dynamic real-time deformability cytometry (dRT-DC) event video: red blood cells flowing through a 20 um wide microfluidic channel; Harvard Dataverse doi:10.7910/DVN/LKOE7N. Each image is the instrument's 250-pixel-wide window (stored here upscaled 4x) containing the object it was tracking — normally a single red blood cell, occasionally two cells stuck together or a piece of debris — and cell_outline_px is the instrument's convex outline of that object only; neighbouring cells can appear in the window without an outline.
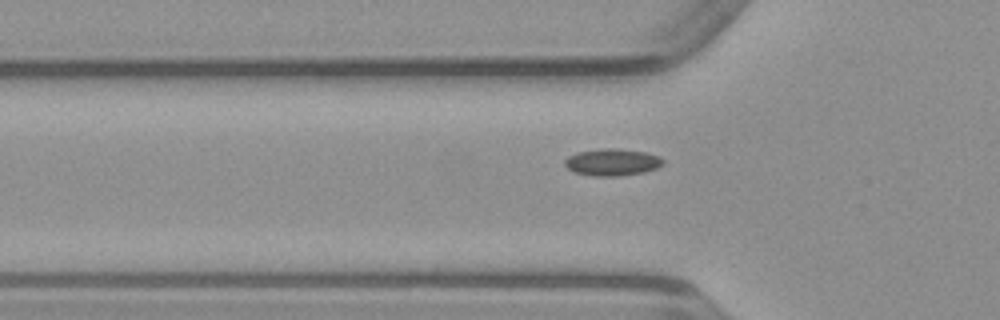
{"species": "common noctule bat (a hibernating species)", "species_latin": "Nyctalus noctula", "temperature_condition": "warm", "stored_images_in_passage": 36, "camera_frame_rate_fps": 3000, "um_per_image_px": 0.085, "animal": {"sex": "male", "body_mass_g": 23.1, "forearm_length_mm": 52.7}, "frame": {"image": 1, "passage_image": 5, "time_ms": 1.333, "image_size_px": [1000, 320], "cell_outline_px": [[664, 164], [656, 168], [644, 172], [620, 176], [592, 176], [572, 172], [564, 164], [564, 160], [568, 156], [580, 152], [604, 148], [612, 148], [648, 152], [660, 156], [664, 160]], "centroid_in_image_um": [52.06, 13.79], "position_along_channel_um": 73.7, "area_um2": 15.55}}
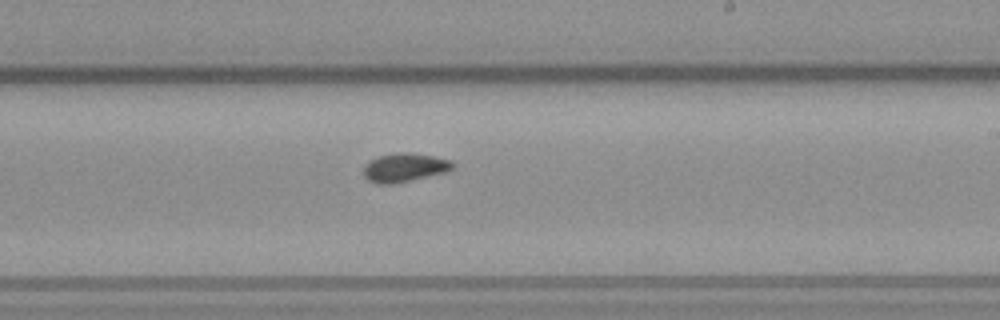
{"frame": {"image": 2, "passage_image": 18, "time_ms": 5.667, "image_size_px": [1000, 320], "cell_outline_px": [[456, 164], [452, 168], [444, 172], [396, 184], [376, 184], [368, 180], [364, 176], [364, 164], [368, 160], [380, 156], [400, 152], [404, 152], [432, 156], [452, 160]], "centroid_in_image_um": [34.35, 14.25], "position_along_channel_um": 254.6, "area_um2": 14.91}}
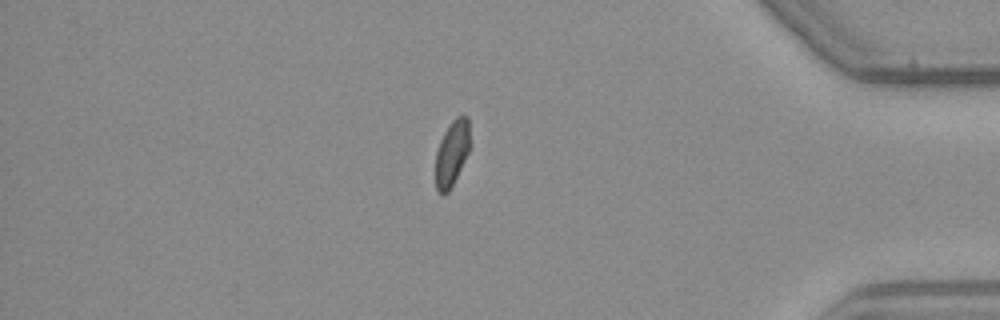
{"frame": {"image": 3, "passage_image": 31, "time_ms": 10.0, "image_size_px": [1000, 320], "cell_outline_px": [[472, 144], [448, 192], [440, 192], [436, 188], [436, 152], [440, 140], [444, 132], [452, 120], [456, 116], [468, 116]], "centroid_in_image_um": [38.44, 12.93], "position_along_channel_um": 396.8, "area_um2": 13.06}}